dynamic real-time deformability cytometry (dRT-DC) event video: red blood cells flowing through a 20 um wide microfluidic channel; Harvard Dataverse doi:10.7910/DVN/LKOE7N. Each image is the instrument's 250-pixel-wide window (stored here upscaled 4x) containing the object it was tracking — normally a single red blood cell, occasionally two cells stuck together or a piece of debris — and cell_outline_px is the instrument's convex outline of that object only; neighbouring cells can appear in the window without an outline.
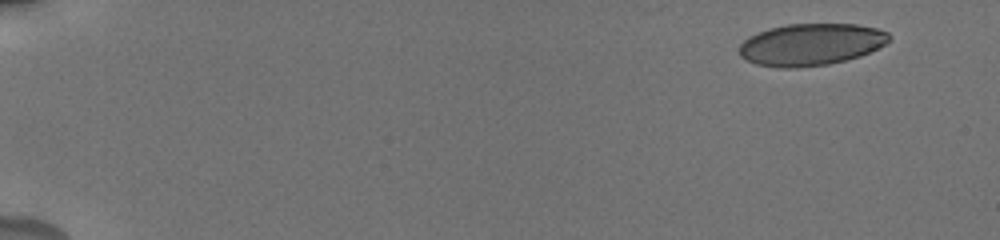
{"species": "human", "species_latin": "Homo sapiens", "temperature_condition": "cold", "stored_images_in_passage": 8, "camera_frame_rate_fps": 3000, "um_per_image_px": 0.085, "donor": {"sex": "male"}, "frame": {"image": 1, "passage_image": 1, "time_ms": 0.0, "image_size_px": [1000, 240], "cell_outline_px": [[892, 40], [860, 56], [828, 64], [796, 68], [784, 68], [756, 64], [740, 56], [740, 44], [748, 36], [768, 28], [788, 24], [856, 24], [876, 28], [888, 32], [892, 36]], "centroid_in_image_um": [68.93, 3.77], "position_along_channel_um": 16.1, "area_um2": 36.59}}
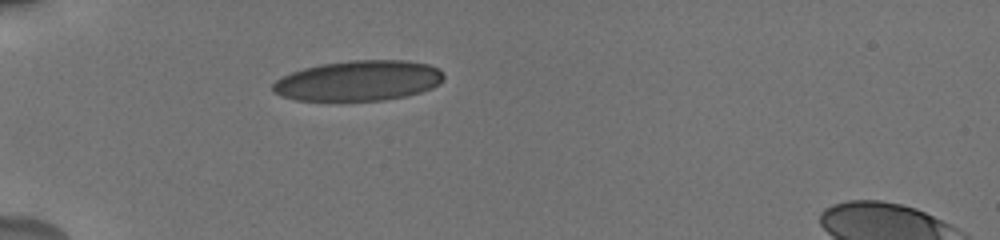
{"frame": {"image": 2, "passage_image": 5, "time_ms": 4.667, "image_size_px": [1000, 240], "cell_outline_px": [[444, 76], [440, 84], [432, 88], [420, 92], [404, 96], [384, 100], [296, 100], [280, 96], [272, 92], [272, 84], [280, 76], [304, 68], [320, 64], [352, 60], [408, 60], [428, 64], [440, 68], [444, 72]], "centroid_in_image_um": [30.48, 6.85], "position_along_channel_um": 54.5, "area_um2": 40.4}}
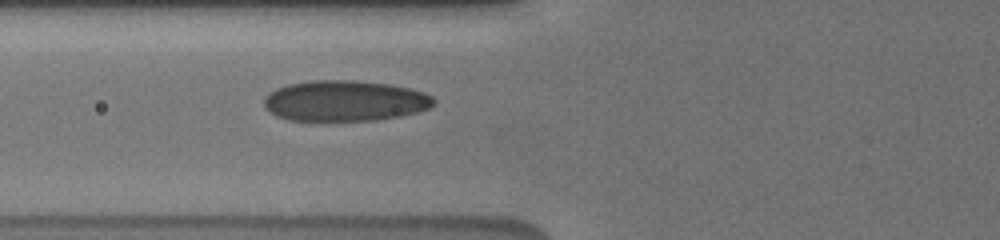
{"frame": {"image": 3, "passage_image": 8, "time_ms": 6.333, "image_size_px": [1000, 240], "cell_outline_px": [[436, 104], [428, 108], [416, 112], [400, 116], [372, 120], [288, 120], [276, 116], [268, 112], [264, 108], [264, 100], [276, 88], [288, 84], [312, 80], [352, 80], [388, 84], [412, 88], [424, 92], [432, 96], [436, 100]], "centroid_in_image_um": [29.32, 8.57], "position_along_channel_um": 96.5, "area_um2": 40.29}}